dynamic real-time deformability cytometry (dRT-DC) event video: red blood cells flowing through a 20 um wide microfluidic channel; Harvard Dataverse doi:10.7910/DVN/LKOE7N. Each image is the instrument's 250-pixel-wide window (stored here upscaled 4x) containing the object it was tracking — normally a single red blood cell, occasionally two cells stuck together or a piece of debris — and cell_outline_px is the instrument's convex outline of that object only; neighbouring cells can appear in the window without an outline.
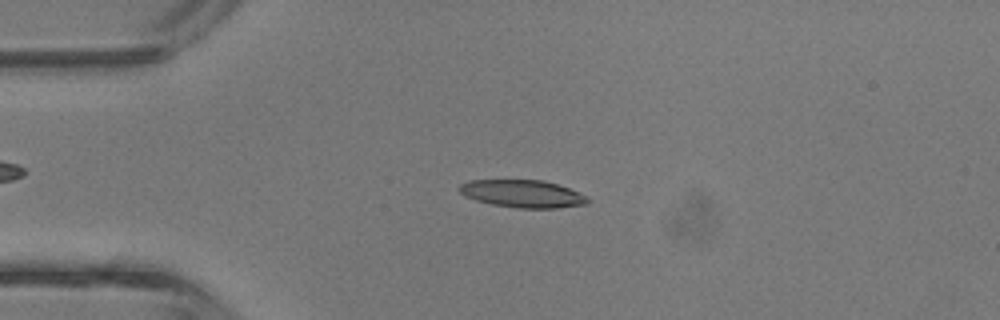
{"species": "common noctule bat (a hibernating species)", "species_latin": "Nyctalus noctula", "temperature_condition": "room temperature", "stored_images_in_passage": 33, "camera_frame_rate_fps": 3000, "um_per_image_px": 0.085, "animal": {"sex": "male", "body_mass_g": 13.3}, "frame": {"image": 1, "passage_image": 1, "time_ms": 0.0, "image_size_px": [1000, 320], "cell_outline_px": [[588, 204], [556, 208], [516, 208], [492, 204], [476, 200], [464, 196], [456, 188], [460, 184], [468, 180], [544, 180], [568, 188], [584, 196], [588, 200]], "centroid_in_image_um": [44.35, 16.46], "position_along_channel_um": 40.7, "area_um2": 20.52}}
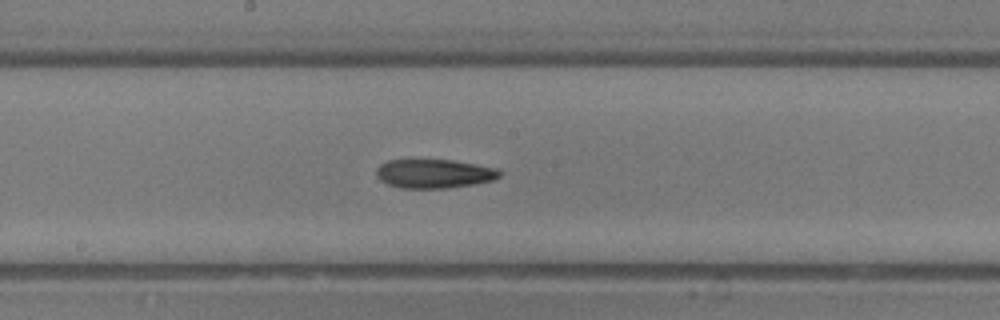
{"frame": {"image": 2, "passage_image": 13, "time_ms": 4.0, "image_size_px": [1000, 320], "cell_outline_px": [[500, 176], [492, 180], [472, 184], [448, 188], [400, 188], [388, 184], [380, 180], [376, 176], [376, 168], [380, 164], [388, 160], [452, 160], [476, 164], [496, 168], [500, 172]], "centroid_in_image_um": [36.86, 14.76], "position_along_channel_um": 211.3, "area_um2": 20.69}}
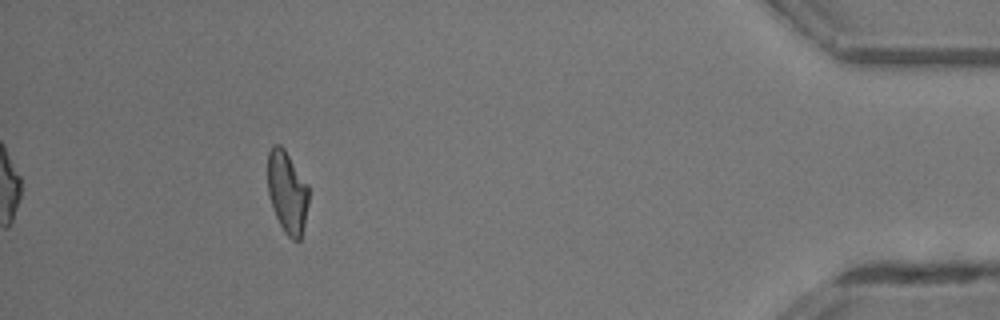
{"frame": {"image": 3, "passage_image": 29, "time_ms": 9.333, "image_size_px": [1000, 320], "cell_outline_px": [[308, 204], [304, 224], [300, 240], [292, 240], [284, 232], [276, 216], [268, 192], [268, 152], [272, 144], [280, 144], [284, 148], [308, 184]], "centroid_in_image_um": [24.41, 16.3], "position_along_channel_um": 410.8, "area_um2": 19.54}, "authors_computed_cell_mechanics": {"area_um2": 20.808, "velocity_mm_per_s": 4.9174, "shape_relaxation_time_tau1_ms": 4.2849, "shape_relaxation_time_tau2_ms": 7.3977, "deformation_change_tau1": 0.1752, "deformation_change_tau2": 0.2321}}